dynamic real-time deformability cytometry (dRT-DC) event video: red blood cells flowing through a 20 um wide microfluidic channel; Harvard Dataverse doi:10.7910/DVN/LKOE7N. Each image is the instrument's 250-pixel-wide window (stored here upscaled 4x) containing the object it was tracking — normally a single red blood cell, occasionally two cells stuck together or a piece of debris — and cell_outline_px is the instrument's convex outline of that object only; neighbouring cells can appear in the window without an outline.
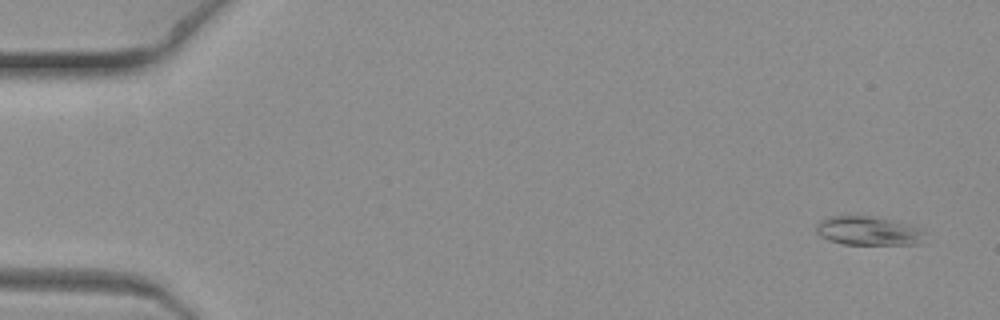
{"species": "common noctule bat (a hibernating species)", "species_latin": "Nyctalus noctula", "temperature_condition": "warm", "stored_images_in_passage": 7, "camera_frame_rate_fps": 3000, "um_per_image_px": 0.085, "animal": {"sex": "female", "body_mass_g": 19.3, "forearm_length_mm": 54.1}, "frame": {"image": 1, "passage_image": 1, "time_ms": 0.0, "image_size_px": [1000, 320], "cell_outline_px": [[924, 232], [916, 244], [844, 244], [828, 240], [820, 236], [816, 232], [816, 224], [820, 220], [832, 216], [876, 216], [892, 220], [916, 228]], "centroid_in_image_um": [73.69, 19.61], "position_along_channel_um": 11.3, "area_um2": 17.86}}